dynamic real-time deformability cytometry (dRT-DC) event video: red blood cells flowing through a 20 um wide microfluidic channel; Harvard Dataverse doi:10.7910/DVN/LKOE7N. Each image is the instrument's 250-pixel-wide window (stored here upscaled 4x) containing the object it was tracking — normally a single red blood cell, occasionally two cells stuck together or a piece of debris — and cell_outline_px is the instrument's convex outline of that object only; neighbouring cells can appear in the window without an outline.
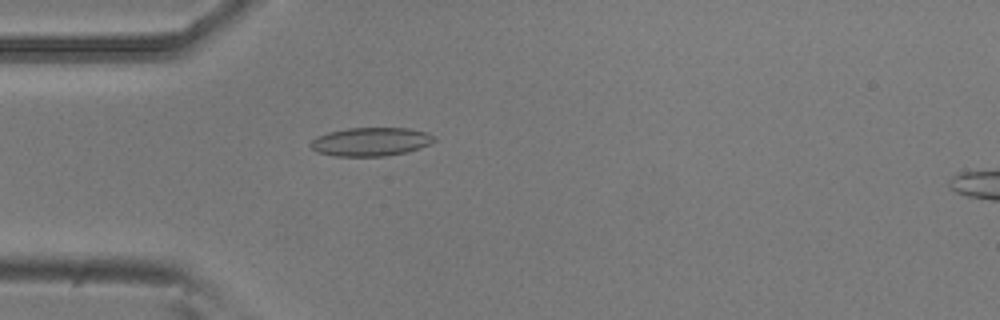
{"species": "common noctule bat (a hibernating species)", "species_latin": "Nyctalus noctula", "temperature_condition": "room temperature", "stored_images_in_passage": 3, "camera_frame_rate_fps": 3000, "um_per_image_px": 0.085, "animal": {"sex": "male", "body_mass_g": 20.5, "forearm_length_mm": 52.5}, "frame": {"image": 1, "passage_image": 3, "time_ms": 0.667, "image_size_px": [1000, 320], "cell_outline_px": [[436, 140], [420, 148], [404, 152], [384, 156], [336, 156], [316, 152], [308, 144], [316, 136], [328, 132], [348, 128], [408, 128], [428, 132], [436, 136]], "centroid_in_image_um": [31.5, 12.04], "position_along_channel_um": 53.5, "area_um2": 20.63}}